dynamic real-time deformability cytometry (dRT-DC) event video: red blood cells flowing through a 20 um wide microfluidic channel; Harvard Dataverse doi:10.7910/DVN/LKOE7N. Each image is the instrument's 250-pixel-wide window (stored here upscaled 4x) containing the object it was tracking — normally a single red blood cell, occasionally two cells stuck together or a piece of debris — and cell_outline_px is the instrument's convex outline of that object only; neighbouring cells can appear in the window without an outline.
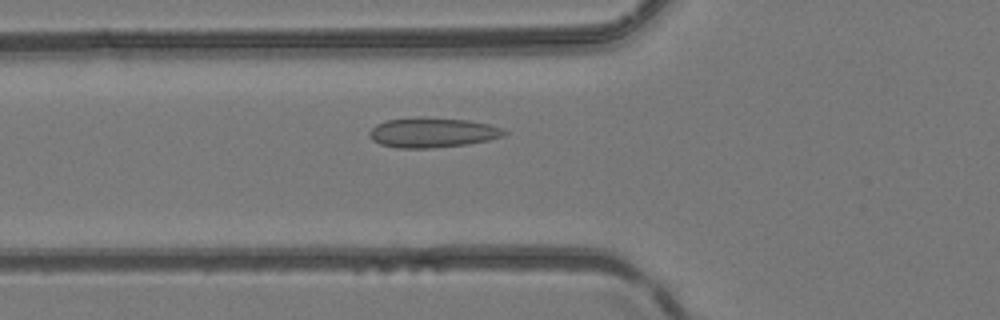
{"species": "common noctule bat (a hibernating species)", "species_latin": "Nyctalus noctula", "temperature_condition": "room temperature", "stored_images_in_passage": 45, "camera_frame_rate_fps": 3000, "um_per_image_px": 0.085, "animal": {"sex": "female", "body_mass_g": 24.6, "forearm_length_mm": 56.2}, "frame": {"image": 1, "passage_image": 15, "time_ms": 4.667, "image_size_px": [1000, 320], "cell_outline_px": [[508, 132], [504, 136], [488, 140], [468, 144], [432, 148], [396, 148], [380, 144], [372, 140], [368, 136], [368, 132], [376, 124], [388, 120], [416, 116], [424, 116], [468, 120], [488, 124], [500, 128]], "centroid_in_image_um": [36.72, 11.26], "position_along_channel_um": 89.1, "area_um2": 23.76}}
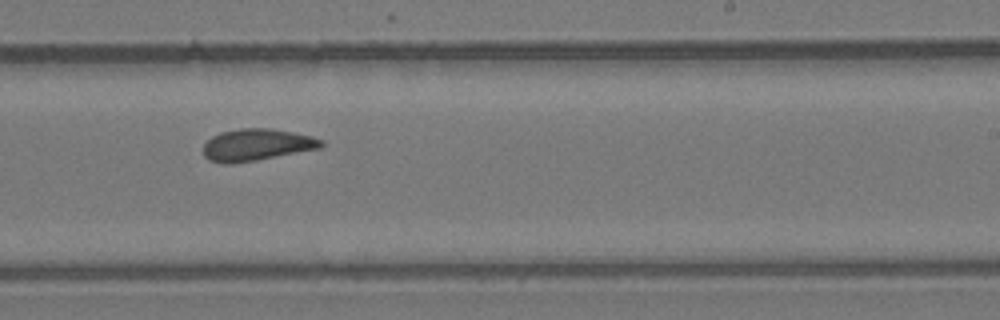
{"frame": {"image": 2, "passage_image": 27, "time_ms": 8.667, "image_size_px": [1000, 320], "cell_outline_px": [[324, 144], [320, 148], [256, 160], [232, 164], [224, 164], [208, 160], [204, 156], [204, 144], [212, 136], [220, 132], [240, 128], [272, 128], [312, 136], [324, 140]], "centroid_in_image_um": [21.81, 12.31], "position_along_channel_um": 267.2, "area_um2": 21.96}}
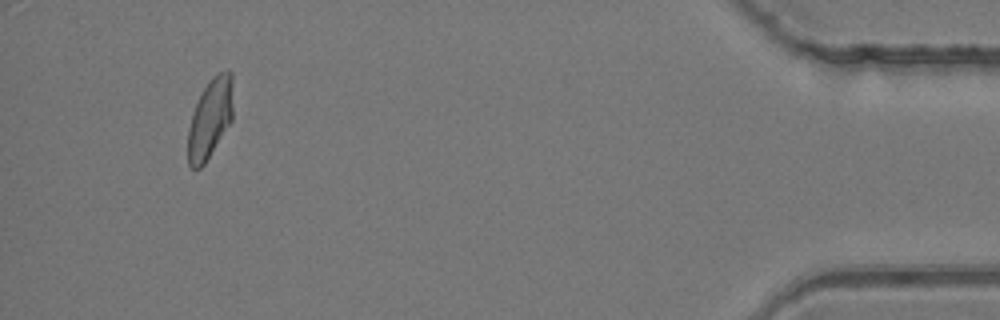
{"frame": {"image": 3, "passage_image": 42, "time_ms": 13.667, "image_size_px": [1000, 320], "cell_outline_px": [[232, 120], [204, 164], [200, 168], [192, 168], [188, 164], [188, 128], [196, 104], [208, 80], [216, 72], [228, 68], [232, 72]], "centroid_in_image_um": [17.87, 10.01], "position_along_channel_um": 417.3, "area_um2": 20.87}}